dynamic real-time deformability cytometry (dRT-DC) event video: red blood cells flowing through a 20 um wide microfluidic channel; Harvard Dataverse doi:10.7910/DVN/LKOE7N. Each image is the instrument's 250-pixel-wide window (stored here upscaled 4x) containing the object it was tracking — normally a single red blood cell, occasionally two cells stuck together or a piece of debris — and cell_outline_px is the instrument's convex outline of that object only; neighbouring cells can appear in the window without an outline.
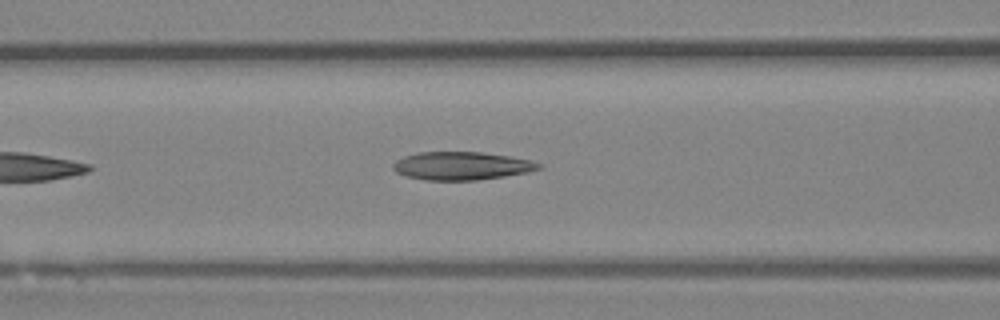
{"species": "Egyptian fruit bat (a non-hibernating species)", "species_latin": "Rousettus aegyptiacus", "temperature_condition": "room temperature", "stored_images_in_passage": 36, "camera_frame_rate_fps": 3000, "um_per_image_px": 0.085, "animal": {"sex": "female"}, "frame": {"image": 1, "passage_image": 8, "time_ms": 2.333, "image_size_px": [1000, 320], "cell_outline_px": [[544, 168], [528, 172], [504, 176], [476, 180], [424, 180], [404, 176], [396, 172], [392, 168], [392, 164], [396, 160], [404, 156], [420, 152], [480, 152], [508, 156], [532, 160], [544, 164]], "centroid_in_image_um": [39.25, 14.1], "position_along_channel_um": 127.3, "area_um2": 24.04}}
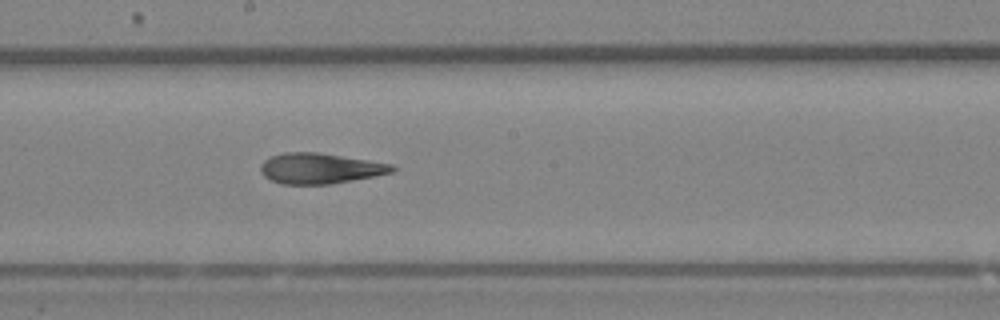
{"frame": {"image": 2, "passage_image": 15, "time_ms": 4.667, "image_size_px": [1000, 320], "cell_outline_px": [[396, 168], [392, 172], [376, 176], [332, 184], [280, 184], [264, 176], [260, 172], [260, 164], [264, 160], [272, 156], [284, 152], [316, 152], [368, 160], [392, 164]], "centroid_in_image_um": [27.18, 14.32], "position_along_channel_um": 221.0, "area_um2": 23.41}}
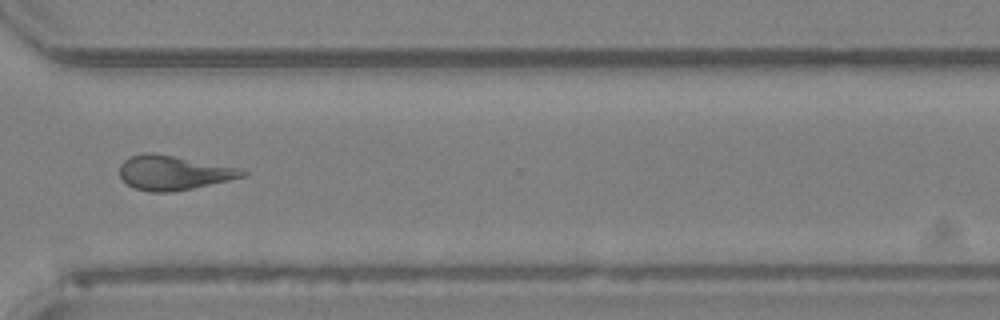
{"frame": {"image": 3, "passage_image": 25, "time_ms": 8.0, "image_size_px": [1000, 320], "cell_outline_px": [[248, 172], [244, 176], [228, 180], [192, 188], [172, 192], [152, 192], [132, 188], [120, 176], [120, 164], [124, 160], [132, 156], [148, 152], [172, 156], [236, 168]], "centroid_in_image_um": [14.68, 14.7], "position_along_channel_um": 355.9, "area_um2": 23.93}}